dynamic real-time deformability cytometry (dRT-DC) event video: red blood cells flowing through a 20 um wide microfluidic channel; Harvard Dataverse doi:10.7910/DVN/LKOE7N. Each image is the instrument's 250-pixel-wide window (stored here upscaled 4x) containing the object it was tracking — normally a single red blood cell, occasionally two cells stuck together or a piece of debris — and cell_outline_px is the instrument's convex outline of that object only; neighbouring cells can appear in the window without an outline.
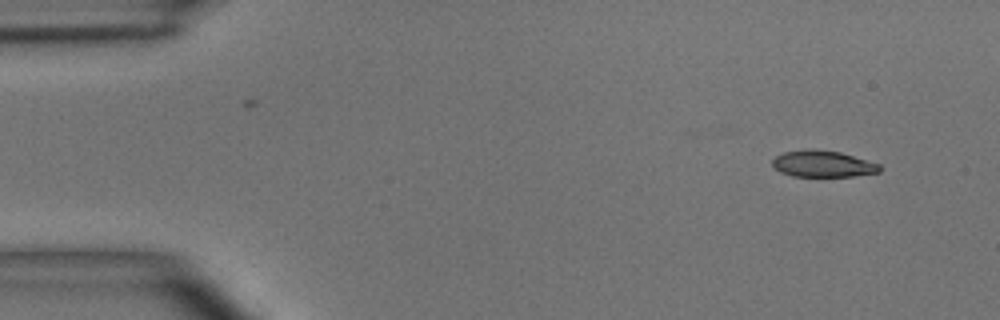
{"species": "common noctule bat (a hibernating species)", "species_latin": "Nyctalus noctula", "temperature_condition": "room temperature", "stored_images_in_passage": 5, "segment_of_instrument_passage": [1, 2], "camera_frame_rate_fps": 3000, "um_per_image_px": 0.085, "animal": {"sex": "male", "body_mass_g": 15.6}, "frame": {"image": 1, "passage_image": 1, "time_ms": 0.0, "image_size_px": [1000, 320], "cell_outline_px": [[880, 172], [852, 176], [792, 176], [780, 172], [772, 164], [772, 160], [776, 156], [784, 152], [808, 148], [816, 148], [840, 152], [880, 164]], "centroid_in_image_um": [69.92, 13.91], "position_along_channel_um": 15.1, "area_um2": 16.59}}
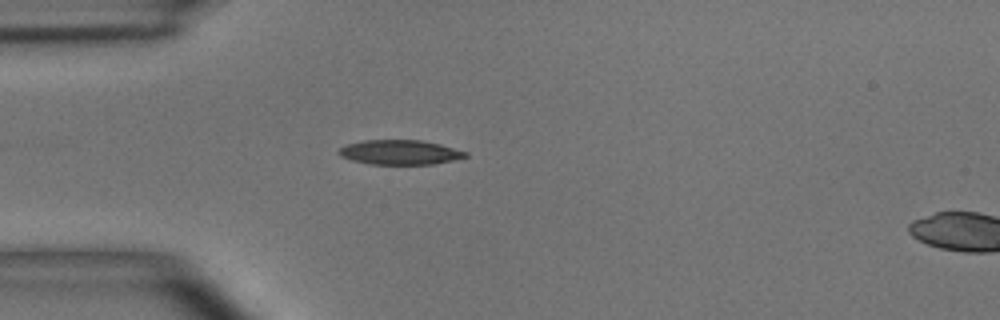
{"frame": {"image": 2, "passage_image": 4, "time_ms": 3.333, "image_size_px": [1000, 320], "cell_outline_px": [[468, 156], [452, 160], [432, 164], [368, 164], [352, 160], [340, 156], [336, 152], [340, 148], [348, 144], [364, 140], [420, 140], [440, 144], [468, 152]], "centroid_in_image_um": [33.97, 12.94], "position_along_channel_um": 51.0, "area_um2": 18.09}}